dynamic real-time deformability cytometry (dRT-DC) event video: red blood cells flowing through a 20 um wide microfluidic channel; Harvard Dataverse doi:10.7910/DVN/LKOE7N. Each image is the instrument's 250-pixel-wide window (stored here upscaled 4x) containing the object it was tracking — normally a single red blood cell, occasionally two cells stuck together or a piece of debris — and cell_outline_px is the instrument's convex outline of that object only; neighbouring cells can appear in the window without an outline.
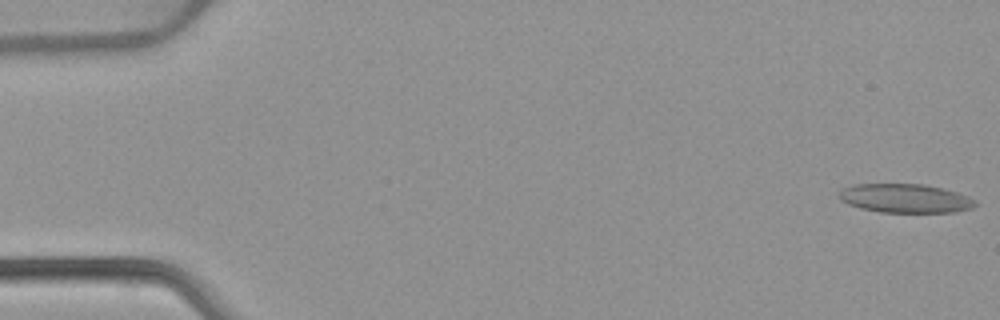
{"species": "common noctule bat (a hibernating species)", "species_latin": "Nyctalus noctula", "temperature_condition": "warm", "stored_images_in_passage": 11, "camera_frame_rate_fps": 3000, "um_per_image_px": 0.085, "animal": {"sex": "female", "body_mass_g": 22.7, "forearm_length_mm": 54.2}, "frame": {"image": 1, "passage_image": 1, "time_ms": 0.0, "image_size_px": [1000, 320], "cell_outline_px": [[976, 204], [972, 208], [956, 212], [880, 212], [860, 208], [848, 204], [840, 200], [840, 192], [844, 188], [856, 184], [924, 184], [956, 192], [968, 196], [976, 200]], "centroid_in_image_um": [76.96, 16.86], "position_along_channel_um": 8.0, "area_um2": 22.77}}